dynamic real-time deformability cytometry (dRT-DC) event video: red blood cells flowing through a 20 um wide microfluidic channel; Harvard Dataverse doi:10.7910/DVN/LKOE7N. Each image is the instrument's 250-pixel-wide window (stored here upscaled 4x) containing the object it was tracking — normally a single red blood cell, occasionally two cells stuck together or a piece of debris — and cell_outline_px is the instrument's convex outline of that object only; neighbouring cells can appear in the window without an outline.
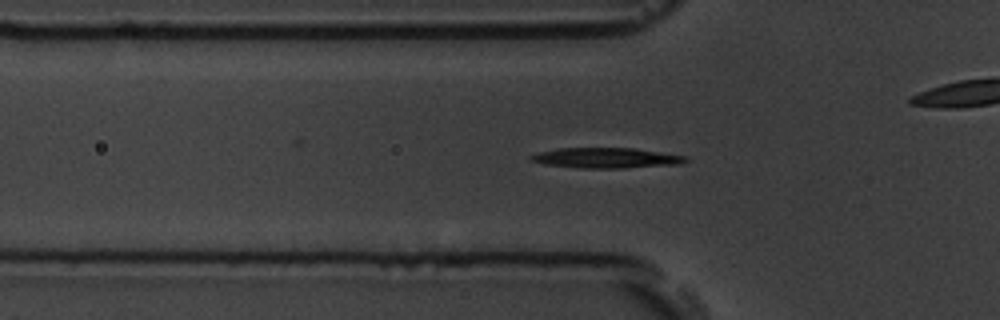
{"species": "common noctule bat (a hibernating species)", "species_latin": "Nyctalus noctula", "temperature_condition": "room temperature", "stored_images_in_passage": 55, "camera_frame_rate_fps": 3000, "um_per_image_px": 0.085, "animal": {"sex": "male", "body_mass_g": 19.5, "forearm_length_mm": 54.6}, "frame": {"image": 1, "passage_image": 17, "time_ms": 5.333, "image_size_px": [1000, 320], "cell_outline_px": [[688, 160], [680, 164], [624, 168], [580, 168], [544, 164], [532, 160], [528, 156], [540, 152], [560, 148], [632, 148], [688, 156]], "centroid_in_image_um": [51.56, 13.43], "position_along_channel_um": 74.2, "area_um2": 18.21}}
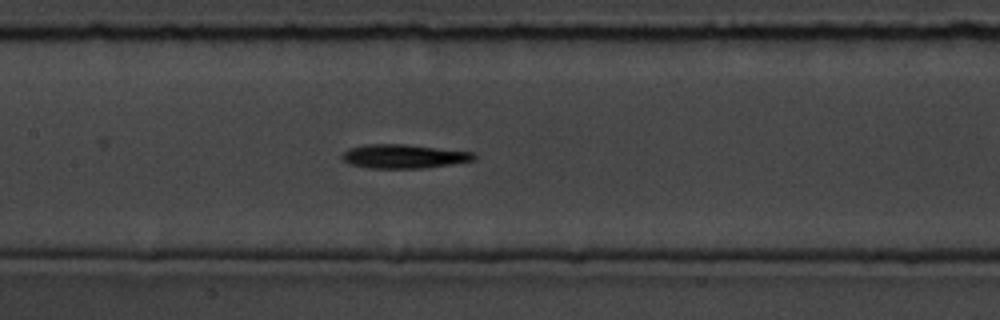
{"frame": {"image": 2, "passage_image": 25, "time_ms": 8.0, "image_size_px": [1000, 320], "cell_outline_px": [[476, 160], [424, 168], [368, 168], [348, 164], [340, 156], [348, 148], [368, 144], [404, 144], [476, 152]], "centroid_in_image_um": [34.33, 13.28], "position_along_channel_um": 173.1, "area_um2": 18.5}}
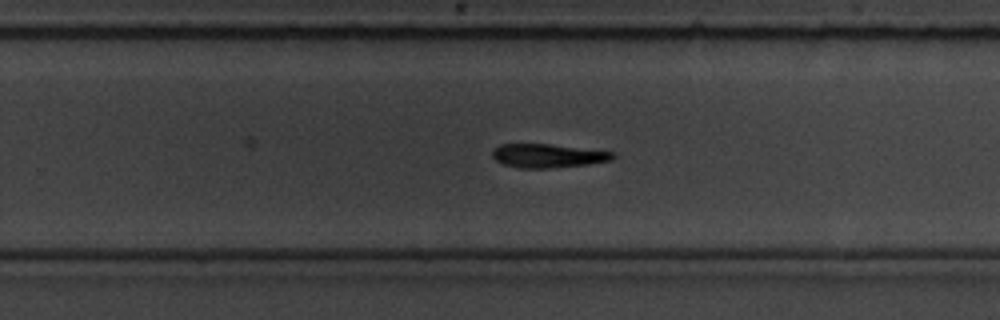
{"frame": {"image": 3, "passage_image": 34, "time_ms": 11.0, "image_size_px": [1000, 320], "cell_outline_px": [[616, 156], [612, 160], [588, 164], [548, 168], [520, 168], [504, 164], [496, 160], [492, 156], [492, 152], [500, 144], [548, 144], [616, 152]], "centroid_in_image_um": [46.6, 13.24], "position_along_channel_um": 283.2, "area_um2": 16.53}, "authors_computed_cell_mechanics": {"area_um2": 17.34, "velocity_mm_per_s": 3.6829, "shape_relaxation_time_tau1_ms": 2.3447, "shape_relaxation_time_tau2_ms": null, "deformation_change_tau1": 0.1148, "deformation_change_tau2": null}}